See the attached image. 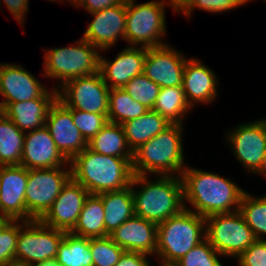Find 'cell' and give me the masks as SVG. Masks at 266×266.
I'll use <instances>...</instances> for the list:
<instances>
[{
	"instance_id": "obj_26",
	"label": "cell",
	"mask_w": 266,
	"mask_h": 266,
	"mask_svg": "<svg viewBox=\"0 0 266 266\" xmlns=\"http://www.w3.org/2000/svg\"><path fill=\"white\" fill-rule=\"evenodd\" d=\"M88 148L98 154L133 158L122 125L108 122L89 142Z\"/></svg>"
},
{
	"instance_id": "obj_28",
	"label": "cell",
	"mask_w": 266,
	"mask_h": 266,
	"mask_svg": "<svg viewBox=\"0 0 266 266\" xmlns=\"http://www.w3.org/2000/svg\"><path fill=\"white\" fill-rule=\"evenodd\" d=\"M25 132L0 111V166L21 165Z\"/></svg>"
},
{
	"instance_id": "obj_40",
	"label": "cell",
	"mask_w": 266,
	"mask_h": 266,
	"mask_svg": "<svg viewBox=\"0 0 266 266\" xmlns=\"http://www.w3.org/2000/svg\"><path fill=\"white\" fill-rule=\"evenodd\" d=\"M147 255L142 252L124 251L115 266H150Z\"/></svg>"
},
{
	"instance_id": "obj_35",
	"label": "cell",
	"mask_w": 266,
	"mask_h": 266,
	"mask_svg": "<svg viewBox=\"0 0 266 266\" xmlns=\"http://www.w3.org/2000/svg\"><path fill=\"white\" fill-rule=\"evenodd\" d=\"M218 255L222 257L205 239L175 264L176 266H223L217 258Z\"/></svg>"
},
{
	"instance_id": "obj_46",
	"label": "cell",
	"mask_w": 266,
	"mask_h": 266,
	"mask_svg": "<svg viewBox=\"0 0 266 266\" xmlns=\"http://www.w3.org/2000/svg\"><path fill=\"white\" fill-rule=\"evenodd\" d=\"M257 173L258 174L262 173L264 176H266V153H265V156H264V159H263L262 166H261L260 170Z\"/></svg>"
},
{
	"instance_id": "obj_15",
	"label": "cell",
	"mask_w": 266,
	"mask_h": 266,
	"mask_svg": "<svg viewBox=\"0 0 266 266\" xmlns=\"http://www.w3.org/2000/svg\"><path fill=\"white\" fill-rule=\"evenodd\" d=\"M186 60L168 44L147 48L144 74L160 88L182 86Z\"/></svg>"
},
{
	"instance_id": "obj_29",
	"label": "cell",
	"mask_w": 266,
	"mask_h": 266,
	"mask_svg": "<svg viewBox=\"0 0 266 266\" xmlns=\"http://www.w3.org/2000/svg\"><path fill=\"white\" fill-rule=\"evenodd\" d=\"M182 86L160 88L159 95L153 106L154 111L159 113L171 124H182L187 111H190Z\"/></svg>"
},
{
	"instance_id": "obj_23",
	"label": "cell",
	"mask_w": 266,
	"mask_h": 266,
	"mask_svg": "<svg viewBox=\"0 0 266 266\" xmlns=\"http://www.w3.org/2000/svg\"><path fill=\"white\" fill-rule=\"evenodd\" d=\"M217 85V77L212 69L193 58L186 60L182 87L191 108L195 102H213L217 96Z\"/></svg>"
},
{
	"instance_id": "obj_48",
	"label": "cell",
	"mask_w": 266,
	"mask_h": 266,
	"mask_svg": "<svg viewBox=\"0 0 266 266\" xmlns=\"http://www.w3.org/2000/svg\"><path fill=\"white\" fill-rule=\"evenodd\" d=\"M160 266H176V264H165V263H160Z\"/></svg>"
},
{
	"instance_id": "obj_27",
	"label": "cell",
	"mask_w": 266,
	"mask_h": 266,
	"mask_svg": "<svg viewBox=\"0 0 266 266\" xmlns=\"http://www.w3.org/2000/svg\"><path fill=\"white\" fill-rule=\"evenodd\" d=\"M104 218L102 199L97 194H89L71 233L88 239L105 237Z\"/></svg>"
},
{
	"instance_id": "obj_6",
	"label": "cell",
	"mask_w": 266,
	"mask_h": 266,
	"mask_svg": "<svg viewBox=\"0 0 266 266\" xmlns=\"http://www.w3.org/2000/svg\"><path fill=\"white\" fill-rule=\"evenodd\" d=\"M44 57L43 75L62 80L57 88L69 80L99 72L100 54L98 48L83 38L77 41L75 46L46 49Z\"/></svg>"
},
{
	"instance_id": "obj_13",
	"label": "cell",
	"mask_w": 266,
	"mask_h": 266,
	"mask_svg": "<svg viewBox=\"0 0 266 266\" xmlns=\"http://www.w3.org/2000/svg\"><path fill=\"white\" fill-rule=\"evenodd\" d=\"M45 127L58 150L69 162L88 147V142L74 125L72 109L67 108L58 99L49 109Z\"/></svg>"
},
{
	"instance_id": "obj_43",
	"label": "cell",
	"mask_w": 266,
	"mask_h": 266,
	"mask_svg": "<svg viewBox=\"0 0 266 266\" xmlns=\"http://www.w3.org/2000/svg\"><path fill=\"white\" fill-rule=\"evenodd\" d=\"M169 1V2H168ZM166 3L170 6L173 7V10L175 12H181L190 2L191 0H168Z\"/></svg>"
},
{
	"instance_id": "obj_2",
	"label": "cell",
	"mask_w": 266,
	"mask_h": 266,
	"mask_svg": "<svg viewBox=\"0 0 266 266\" xmlns=\"http://www.w3.org/2000/svg\"><path fill=\"white\" fill-rule=\"evenodd\" d=\"M132 159L98 154L86 147L69 162V168L71 177L90 194H100L130 186Z\"/></svg>"
},
{
	"instance_id": "obj_3",
	"label": "cell",
	"mask_w": 266,
	"mask_h": 266,
	"mask_svg": "<svg viewBox=\"0 0 266 266\" xmlns=\"http://www.w3.org/2000/svg\"><path fill=\"white\" fill-rule=\"evenodd\" d=\"M135 215L155 224L185 209L183 183L180 176H160L150 181L147 175L134 174L131 181ZM142 186L140 191L133 186Z\"/></svg>"
},
{
	"instance_id": "obj_42",
	"label": "cell",
	"mask_w": 266,
	"mask_h": 266,
	"mask_svg": "<svg viewBox=\"0 0 266 266\" xmlns=\"http://www.w3.org/2000/svg\"><path fill=\"white\" fill-rule=\"evenodd\" d=\"M124 0H82L78 7H83L89 13L97 12L108 7L120 5Z\"/></svg>"
},
{
	"instance_id": "obj_5",
	"label": "cell",
	"mask_w": 266,
	"mask_h": 266,
	"mask_svg": "<svg viewBox=\"0 0 266 266\" xmlns=\"http://www.w3.org/2000/svg\"><path fill=\"white\" fill-rule=\"evenodd\" d=\"M205 239V218L185 206L180 213L157 225L155 255L161 259V263L175 264Z\"/></svg>"
},
{
	"instance_id": "obj_39",
	"label": "cell",
	"mask_w": 266,
	"mask_h": 266,
	"mask_svg": "<svg viewBox=\"0 0 266 266\" xmlns=\"http://www.w3.org/2000/svg\"><path fill=\"white\" fill-rule=\"evenodd\" d=\"M237 258L239 266H266V239L256 240Z\"/></svg>"
},
{
	"instance_id": "obj_8",
	"label": "cell",
	"mask_w": 266,
	"mask_h": 266,
	"mask_svg": "<svg viewBox=\"0 0 266 266\" xmlns=\"http://www.w3.org/2000/svg\"><path fill=\"white\" fill-rule=\"evenodd\" d=\"M206 239L222 256L237 257L257 239L239 210L205 218Z\"/></svg>"
},
{
	"instance_id": "obj_9",
	"label": "cell",
	"mask_w": 266,
	"mask_h": 266,
	"mask_svg": "<svg viewBox=\"0 0 266 266\" xmlns=\"http://www.w3.org/2000/svg\"><path fill=\"white\" fill-rule=\"evenodd\" d=\"M21 222L23 225L19 224L15 264L32 266L55 259L66 232L48 227L41 220H21L19 223Z\"/></svg>"
},
{
	"instance_id": "obj_24",
	"label": "cell",
	"mask_w": 266,
	"mask_h": 266,
	"mask_svg": "<svg viewBox=\"0 0 266 266\" xmlns=\"http://www.w3.org/2000/svg\"><path fill=\"white\" fill-rule=\"evenodd\" d=\"M104 205L105 237L135 215L131 185L118 191L97 194Z\"/></svg>"
},
{
	"instance_id": "obj_32",
	"label": "cell",
	"mask_w": 266,
	"mask_h": 266,
	"mask_svg": "<svg viewBox=\"0 0 266 266\" xmlns=\"http://www.w3.org/2000/svg\"><path fill=\"white\" fill-rule=\"evenodd\" d=\"M239 211L256 239L264 240L262 235L266 236V195L257 198L245 191L240 201Z\"/></svg>"
},
{
	"instance_id": "obj_7",
	"label": "cell",
	"mask_w": 266,
	"mask_h": 266,
	"mask_svg": "<svg viewBox=\"0 0 266 266\" xmlns=\"http://www.w3.org/2000/svg\"><path fill=\"white\" fill-rule=\"evenodd\" d=\"M134 1L126 0L125 40L128 44L144 48L167 44L160 40L166 34V0L143 4H135Z\"/></svg>"
},
{
	"instance_id": "obj_21",
	"label": "cell",
	"mask_w": 266,
	"mask_h": 266,
	"mask_svg": "<svg viewBox=\"0 0 266 266\" xmlns=\"http://www.w3.org/2000/svg\"><path fill=\"white\" fill-rule=\"evenodd\" d=\"M109 237L124 251L142 252L149 256L156 254L157 224L139 216L126 220Z\"/></svg>"
},
{
	"instance_id": "obj_25",
	"label": "cell",
	"mask_w": 266,
	"mask_h": 266,
	"mask_svg": "<svg viewBox=\"0 0 266 266\" xmlns=\"http://www.w3.org/2000/svg\"><path fill=\"white\" fill-rule=\"evenodd\" d=\"M132 151L171 125L156 111L149 109L144 115L121 124Z\"/></svg>"
},
{
	"instance_id": "obj_10",
	"label": "cell",
	"mask_w": 266,
	"mask_h": 266,
	"mask_svg": "<svg viewBox=\"0 0 266 266\" xmlns=\"http://www.w3.org/2000/svg\"><path fill=\"white\" fill-rule=\"evenodd\" d=\"M62 168L28 169V180L25 189L28 221L40 220L71 178V169L64 170Z\"/></svg>"
},
{
	"instance_id": "obj_20",
	"label": "cell",
	"mask_w": 266,
	"mask_h": 266,
	"mask_svg": "<svg viewBox=\"0 0 266 266\" xmlns=\"http://www.w3.org/2000/svg\"><path fill=\"white\" fill-rule=\"evenodd\" d=\"M146 54L147 48L130 46L118 53L112 62L100 55L99 72L105 84L110 89H121L133 77L144 73Z\"/></svg>"
},
{
	"instance_id": "obj_37",
	"label": "cell",
	"mask_w": 266,
	"mask_h": 266,
	"mask_svg": "<svg viewBox=\"0 0 266 266\" xmlns=\"http://www.w3.org/2000/svg\"><path fill=\"white\" fill-rule=\"evenodd\" d=\"M72 119L87 142L109 122L104 114L84 112L77 109H72Z\"/></svg>"
},
{
	"instance_id": "obj_41",
	"label": "cell",
	"mask_w": 266,
	"mask_h": 266,
	"mask_svg": "<svg viewBox=\"0 0 266 266\" xmlns=\"http://www.w3.org/2000/svg\"><path fill=\"white\" fill-rule=\"evenodd\" d=\"M29 0H3L5 6L12 13L18 23H23L25 12L28 10Z\"/></svg>"
},
{
	"instance_id": "obj_31",
	"label": "cell",
	"mask_w": 266,
	"mask_h": 266,
	"mask_svg": "<svg viewBox=\"0 0 266 266\" xmlns=\"http://www.w3.org/2000/svg\"><path fill=\"white\" fill-rule=\"evenodd\" d=\"M149 108L134 101L131 96L121 89H110L108 121L123 124L144 115Z\"/></svg>"
},
{
	"instance_id": "obj_34",
	"label": "cell",
	"mask_w": 266,
	"mask_h": 266,
	"mask_svg": "<svg viewBox=\"0 0 266 266\" xmlns=\"http://www.w3.org/2000/svg\"><path fill=\"white\" fill-rule=\"evenodd\" d=\"M90 252L93 266H115L124 250L106 236L90 238Z\"/></svg>"
},
{
	"instance_id": "obj_17",
	"label": "cell",
	"mask_w": 266,
	"mask_h": 266,
	"mask_svg": "<svg viewBox=\"0 0 266 266\" xmlns=\"http://www.w3.org/2000/svg\"><path fill=\"white\" fill-rule=\"evenodd\" d=\"M27 180L28 169L24 166H0V211L10 220L28 221Z\"/></svg>"
},
{
	"instance_id": "obj_45",
	"label": "cell",
	"mask_w": 266,
	"mask_h": 266,
	"mask_svg": "<svg viewBox=\"0 0 266 266\" xmlns=\"http://www.w3.org/2000/svg\"><path fill=\"white\" fill-rule=\"evenodd\" d=\"M1 212V211H0ZM11 220L2 212L0 213V229H2Z\"/></svg>"
},
{
	"instance_id": "obj_16",
	"label": "cell",
	"mask_w": 266,
	"mask_h": 266,
	"mask_svg": "<svg viewBox=\"0 0 266 266\" xmlns=\"http://www.w3.org/2000/svg\"><path fill=\"white\" fill-rule=\"evenodd\" d=\"M93 21L88 25L83 39L100 51L110 49L119 38L125 40L126 0L115 7L91 13Z\"/></svg>"
},
{
	"instance_id": "obj_22",
	"label": "cell",
	"mask_w": 266,
	"mask_h": 266,
	"mask_svg": "<svg viewBox=\"0 0 266 266\" xmlns=\"http://www.w3.org/2000/svg\"><path fill=\"white\" fill-rule=\"evenodd\" d=\"M58 99V90L45 91L39 98L9 103L2 112L23 132L45 126L50 107Z\"/></svg>"
},
{
	"instance_id": "obj_44",
	"label": "cell",
	"mask_w": 266,
	"mask_h": 266,
	"mask_svg": "<svg viewBox=\"0 0 266 266\" xmlns=\"http://www.w3.org/2000/svg\"><path fill=\"white\" fill-rule=\"evenodd\" d=\"M32 266H60V265L57 263L56 259H49L47 261H43V262L34 264Z\"/></svg>"
},
{
	"instance_id": "obj_47",
	"label": "cell",
	"mask_w": 266,
	"mask_h": 266,
	"mask_svg": "<svg viewBox=\"0 0 266 266\" xmlns=\"http://www.w3.org/2000/svg\"><path fill=\"white\" fill-rule=\"evenodd\" d=\"M69 1H71L75 6H79L80 4H81V2H82V0H69Z\"/></svg>"
},
{
	"instance_id": "obj_11",
	"label": "cell",
	"mask_w": 266,
	"mask_h": 266,
	"mask_svg": "<svg viewBox=\"0 0 266 266\" xmlns=\"http://www.w3.org/2000/svg\"><path fill=\"white\" fill-rule=\"evenodd\" d=\"M57 90L67 108L108 115L110 88L100 72L69 80Z\"/></svg>"
},
{
	"instance_id": "obj_12",
	"label": "cell",
	"mask_w": 266,
	"mask_h": 266,
	"mask_svg": "<svg viewBox=\"0 0 266 266\" xmlns=\"http://www.w3.org/2000/svg\"><path fill=\"white\" fill-rule=\"evenodd\" d=\"M227 135L237 160L257 174L266 153V119L239 124Z\"/></svg>"
},
{
	"instance_id": "obj_38",
	"label": "cell",
	"mask_w": 266,
	"mask_h": 266,
	"mask_svg": "<svg viewBox=\"0 0 266 266\" xmlns=\"http://www.w3.org/2000/svg\"><path fill=\"white\" fill-rule=\"evenodd\" d=\"M244 4H246L245 0H191L181 12L186 16H190L192 11L198 8L210 13H222Z\"/></svg>"
},
{
	"instance_id": "obj_14",
	"label": "cell",
	"mask_w": 266,
	"mask_h": 266,
	"mask_svg": "<svg viewBox=\"0 0 266 266\" xmlns=\"http://www.w3.org/2000/svg\"><path fill=\"white\" fill-rule=\"evenodd\" d=\"M89 194L79 182L71 177L40 220L48 227L71 232L78 222Z\"/></svg>"
},
{
	"instance_id": "obj_30",
	"label": "cell",
	"mask_w": 266,
	"mask_h": 266,
	"mask_svg": "<svg viewBox=\"0 0 266 266\" xmlns=\"http://www.w3.org/2000/svg\"><path fill=\"white\" fill-rule=\"evenodd\" d=\"M55 259L60 266H93L90 239L66 232Z\"/></svg>"
},
{
	"instance_id": "obj_1",
	"label": "cell",
	"mask_w": 266,
	"mask_h": 266,
	"mask_svg": "<svg viewBox=\"0 0 266 266\" xmlns=\"http://www.w3.org/2000/svg\"><path fill=\"white\" fill-rule=\"evenodd\" d=\"M184 201H188L196 214L204 218L239 210L244 190L229 178L187 167L181 174Z\"/></svg>"
},
{
	"instance_id": "obj_18",
	"label": "cell",
	"mask_w": 266,
	"mask_h": 266,
	"mask_svg": "<svg viewBox=\"0 0 266 266\" xmlns=\"http://www.w3.org/2000/svg\"><path fill=\"white\" fill-rule=\"evenodd\" d=\"M42 83L24 67L16 64H0V111L9 103L28 101L39 98L45 91Z\"/></svg>"
},
{
	"instance_id": "obj_36",
	"label": "cell",
	"mask_w": 266,
	"mask_h": 266,
	"mask_svg": "<svg viewBox=\"0 0 266 266\" xmlns=\"http://www.w3.org/2000/svg\"><path fill=\"white\" fill-rule=\"evenodd\" d=\"M19 220H11L0 229V266L15 265Z\"/></svg>"
},
{
	"instance_id": "obj_4",
	"label": "cell",
	"mask_w": 266,
	"mask_h": 266,
	"mask_svg": "<svg viewBox=\"0 0 266 266\" xmlns=\"http://www.w3.org/2000/svg\"><path fill=\"white\" fill-rule=\"evenodd\" d=\"M182 132L183 125L171 124L135 149L132 159L133 174L148 175L150 172L158 176L178 174L181 177L186 168L183 166Z\"/></svg>"
},
{
	"instance_id": "obj_19",
	"label": "cell",
	"mask_w": 266,
	"mask_h": 266,
	"mask_svg": "<svg viewBox=\"0 0 266 266\" xmlns=\"http://www.w3.org/2000/svg\"><path fill=\"white\" fill-rule=\"evenodd\" d=\"M65 164H69V161L58 150L45 126L25 133L21 166L27 169H49Z\"/></svg>"
},
{
	"instance_id": "obj_33",
	"label": "cell",
	"mask_w": 266,
	"mask_h": 266,
	"mask_svg": "<svg viewBox=\"0 0 266 266\" xmlns=\"http://www.w3.org/2000/svg\"><path fill=\"white\" fill-rule=\"evenodd\" d=\"M134 101L153 109L160 87L144 73L133 77L123 88Z\"/></svg>"
}]
</instances>
